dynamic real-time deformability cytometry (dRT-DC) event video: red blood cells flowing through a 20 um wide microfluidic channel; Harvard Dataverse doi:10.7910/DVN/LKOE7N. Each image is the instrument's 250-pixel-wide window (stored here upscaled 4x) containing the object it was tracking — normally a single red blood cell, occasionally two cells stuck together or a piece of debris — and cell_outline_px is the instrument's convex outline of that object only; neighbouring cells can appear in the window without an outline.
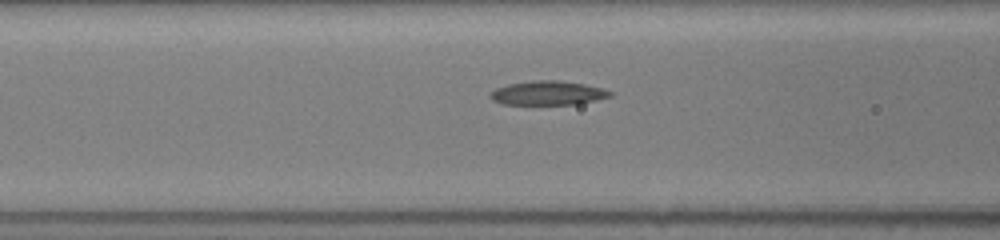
{"species": "common noctule bat (a hibernating species)", "species_latin": "Nyctalus noctula", "temperature_condition": "room temperature", "stored_images_in_passage": 27, "camera_frame_rate_fps": 3000, "um_per_image_px": 0.085, "animal": {"sex": "female", "body_mass_g": 19.5, "forearm_length_mm": 54.1}, "frame": {"image": 1, "passage_image": 7, "time_ms": 2.0, "image_size_px": [1000, 240], "cell_outline_px": [[612, 96], [596, 100], [576, 104], [500, 104], [492, 100], [488, 96], [496, 88], [508, 84], [532, 80], [560, 80], [584, 84], [604, 88], [612, 92]], "centroid_in_image_um": [46.56, 7.9], "position_along_channel_um": 120.0, "area_um2": 16.88}}
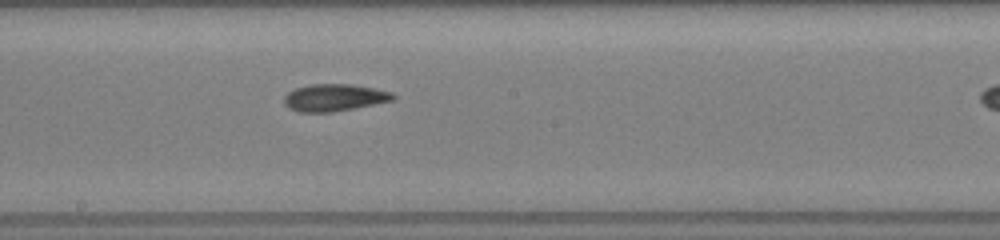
{"frame": {"image": 2, "passage_image": 14, "time_ms": 4.333, "image_size_px": [1000, 240], "cell_outline_px": [[396, 96], [392, 100], [356, 108], [332, 112], [300, 112], [288, 108], [284, 104], [284, 96], [288, 92], [296, 88], [308, 84], [352, 84], [392, 92]], "centroid_in_image_um": [28.38, 8.29], "position_along_channel_um": 219.8, "area_um2": 17.22}}
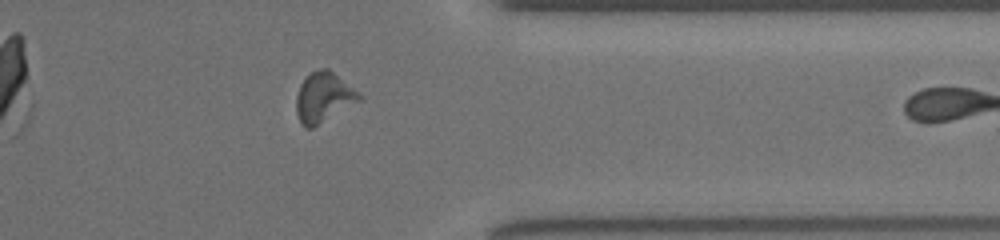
{"frame": {"image": 3, "passage_image": 26, "time_ms": 8.333, "image_size_px": [1000, 240], "cell_outline_px": [[360, 100], [312, 128], [304, 128], [300, 124], [296, 112], [296, 96], [300, 84], [312, 72], [320, 68], [328, 68], [360, 92]], "centroid_in_image_um": [27.48, 8.28], "position_along_channel_um": 383.9, "area_um2": 18.15}}